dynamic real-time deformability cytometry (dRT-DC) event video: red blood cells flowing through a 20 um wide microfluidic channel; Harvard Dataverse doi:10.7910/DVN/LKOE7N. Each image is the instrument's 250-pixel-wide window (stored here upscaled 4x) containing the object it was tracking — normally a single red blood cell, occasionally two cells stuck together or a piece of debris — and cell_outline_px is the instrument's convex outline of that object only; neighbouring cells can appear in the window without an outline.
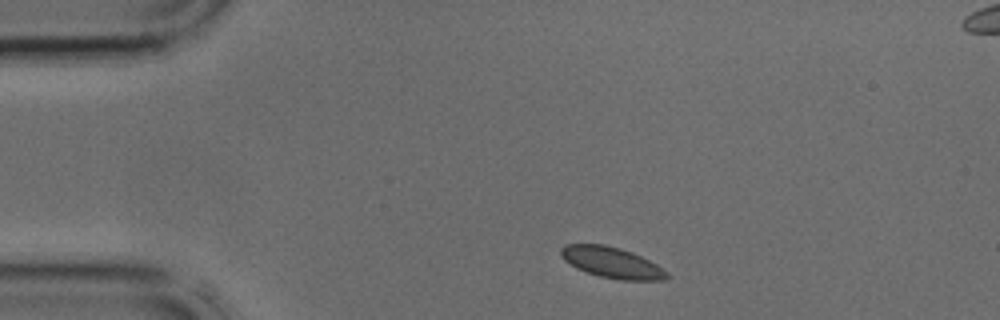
{"species": "common noctule bat (a hibernating species)", "species_latin": "Nyctalus noctula", "temperature_condition": "cold", "stored_images_in_passage": 2, "camera_frame_rate_fps": 3000, "um_per_image_px": 0.085, "animal": {"sex": "male", "body_mass_g": 17.9, "forearm_length_mm": 54.2}, "frame": {"image": 1, "passage_image": 1, "time_ms": 0.0, "image_size_px": [1000, 320], "cell_outline_px": [[668, 276], [664, 280], [620, 280], [600, 276], [576, 268], [564, 260], [560, 256], [560, 248], [564, 244], [604, 244], [620, 248], [632, 252], [656, 264], [668, 272]], "centroid_in_image_um": [51.97, 22.3], "position_along_channel_um": 33.0, "area_um2": 19.02}}